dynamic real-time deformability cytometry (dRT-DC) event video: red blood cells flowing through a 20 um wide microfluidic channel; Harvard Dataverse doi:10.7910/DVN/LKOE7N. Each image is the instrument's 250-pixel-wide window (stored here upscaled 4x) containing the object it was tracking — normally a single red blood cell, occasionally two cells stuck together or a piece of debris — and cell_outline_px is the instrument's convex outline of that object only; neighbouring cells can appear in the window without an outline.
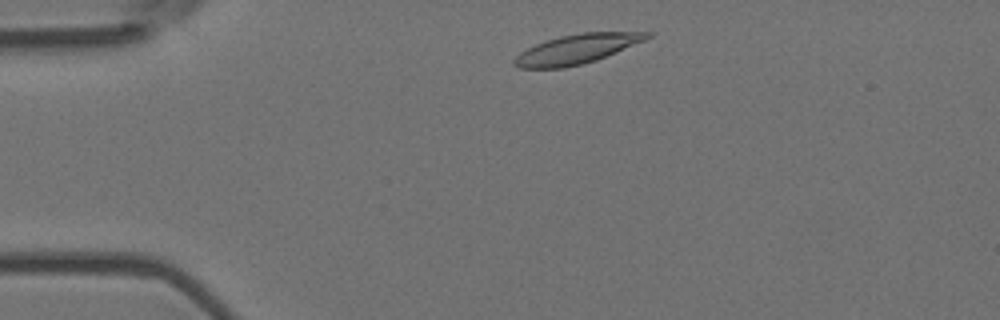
{"species": "Egyptian fruit bat (a non-hibernating species)", "species_latin": "Rousettus aegyptiacus", "temperature_condition": "room temperature", "stored_images_in_passage": 2, "camera_frame_rate_fps": 3000, "um_per_image_px": 0.085, "animal": {"sex": "female"}, "frame": {"image": 1, "passage_image": 1, "time_ms": 0.0, "image_size_px": [1000, 320], "cell_outline_px": [[656, 32], [652, 36], [644, 40], [596, 60], [584, 64], [564, 68], [520, 68], [512, 64], [512, 60], [520, 52], [536, 44], [560, 36], [584, 32]], "centroid_in_image_um": [49.01, 4.18], "position_along_channel_um": 36.0, "area_um2": 22.6}}